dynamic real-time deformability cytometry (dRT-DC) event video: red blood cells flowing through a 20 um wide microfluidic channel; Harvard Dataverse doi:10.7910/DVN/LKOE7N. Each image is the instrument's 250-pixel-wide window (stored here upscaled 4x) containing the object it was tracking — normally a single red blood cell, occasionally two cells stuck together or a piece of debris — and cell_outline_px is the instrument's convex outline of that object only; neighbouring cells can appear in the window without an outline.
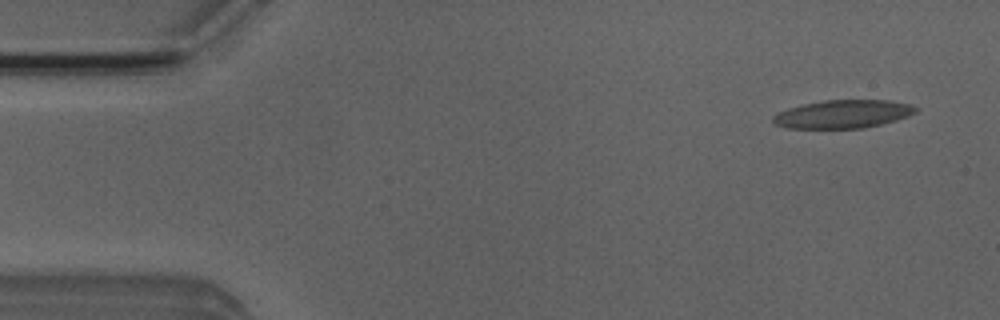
{"species": "Egyptian fruit bat (a non-hibernating species)", "species_latin": "Rousettus aegyptiacus", "temperature_condition": "room temperature", "stored_images_in_passage": 4, "camera_frame_rate_fps": 3000, "um_per_image_px": 0.085, "animal": {"sex": "male"}, "frame": {"image": 1, "passage_image": 1, "time_ms": 0.0, "image_size_px": [1000, 320], "cell_outline_px": [[920, 108], [916, 112], [908, 116], [896, 120], [864, 128], [788, 128], [776, 124], [772, 120], [772, 116], [788, 108], [804, 104], [824, 100], [888, 100], [912, 104]], "centroid_in_image_um": [71.7, 9.69], "position_along_channel_um": 13.3, "area_um2": 23.41}}